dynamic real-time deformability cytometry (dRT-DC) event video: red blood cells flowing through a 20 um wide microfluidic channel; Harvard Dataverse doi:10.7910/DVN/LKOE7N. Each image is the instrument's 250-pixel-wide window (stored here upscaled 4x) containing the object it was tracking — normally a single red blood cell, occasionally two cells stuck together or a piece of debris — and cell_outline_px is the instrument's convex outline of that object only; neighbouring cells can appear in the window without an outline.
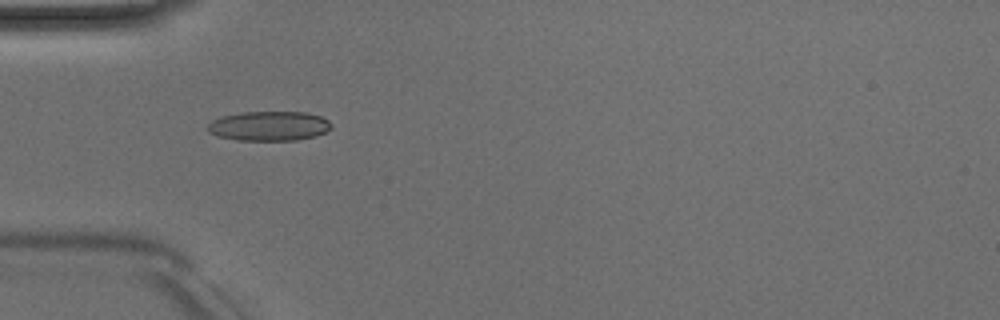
{"species": "Egyptian fruit bat (a non-hibernating species)", "species_latin": "Rousettus aegyptiacus", "temperature_condition": "room temperature", "stored_images_in_passage": 4, "camera_frame_rate_fps": 3000, "um_per_image_px": 0.085, "animal": {"sex": "male"}, "frame": {"image": 1, "passage_image": 2, "time_ms": 1.0, "image_size_px": [1000, 320], "cell_outline_px": [[332, 128], [316, 136], [296, 140], [236, 140], [216, 136], [208, 132], [204, 128], [212, 120], [220, 116], [240, 112], [308, 112], [320, 116], [328, 120], [332, 124]], "centroid_in_image_um": [22.83, 10.71], "position_along_channel_um": 62.2, "area_um2": 21.62}}